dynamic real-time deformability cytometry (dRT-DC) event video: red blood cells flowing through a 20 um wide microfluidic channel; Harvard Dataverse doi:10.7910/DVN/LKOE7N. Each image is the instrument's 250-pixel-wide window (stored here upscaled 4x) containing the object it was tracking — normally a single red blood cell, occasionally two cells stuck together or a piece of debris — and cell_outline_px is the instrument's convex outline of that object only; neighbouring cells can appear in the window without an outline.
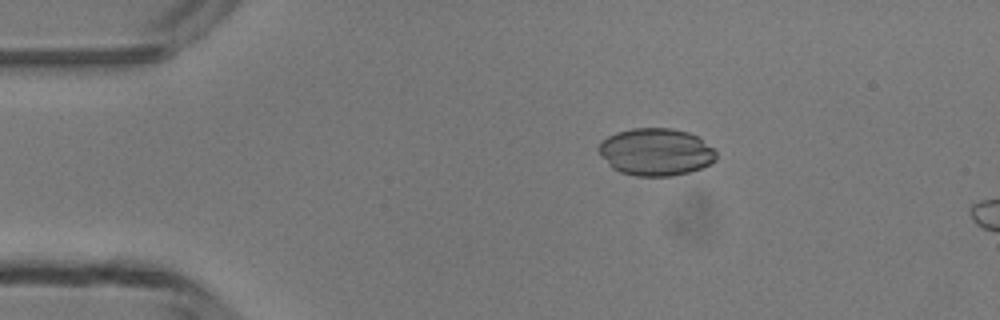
{"species": "common noctule bat (a hibernating species)", "species_latin": "Nyctalus noctula", "temperature_condition": "room temperature", "stored_images_in_passage": 4, "camera_frame_rate_fps": 3000, "um_per_image_px": 0.085, "animal": {"sex": "male", "body_mass_g": 13.3}, "frame": {"image": 1, "passage_image": 3, "time_ms": 2.333, "image_size_px": [1000, 320], "cell_outline_px": [[716, 160], [700, 168], [688, 172], [672, 176], [636, 176], [620, 172], [612, 168], [608, 164], [596, 148], [608, 136], [616, 132], [632, 128], [672, 128], [688, 132], [696, 136], [712, 148], [716, 152]], "centroid_in_image_um": [55.72, 12.91], "position_along_channel_um": 29.3, "area_um2": 32.25}}